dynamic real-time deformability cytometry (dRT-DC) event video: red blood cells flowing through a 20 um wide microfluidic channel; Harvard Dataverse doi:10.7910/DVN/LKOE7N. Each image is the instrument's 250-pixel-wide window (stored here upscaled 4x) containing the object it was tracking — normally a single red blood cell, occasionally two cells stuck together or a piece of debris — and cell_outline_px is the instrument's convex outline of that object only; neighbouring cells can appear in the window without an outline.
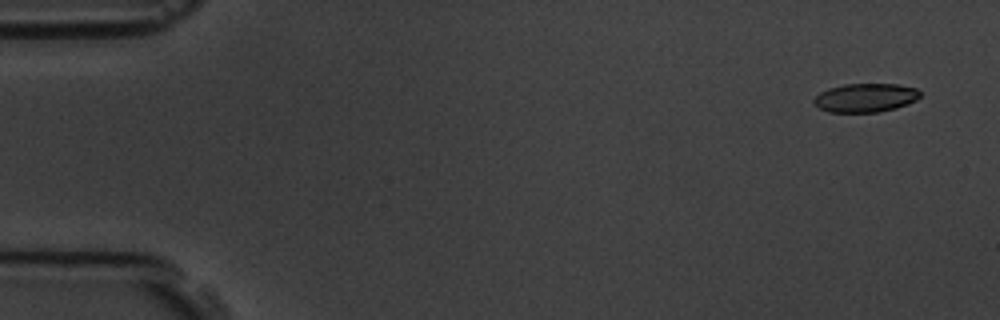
{"species": "common noctule bat (a hibernating species)", "species_latin": "Nyctalus noctula", "temperature_condition": "room temperature", "stored_images_in_passage": 8, "camera_frame_rate_fps": 3000, "um_per_image_px": 0.085, "animal": {"sex": "male", "body_mass_g": 19.5, "forearm_length_mm": 54.6}, "frame": {"image": 1, "passage_image": 1, "time_ms": 0.0, "image_size_px": [1000, 320], "cell_outline_px": [[920, 96], [916, 100], [908, 104], [896, 108], [880, 112], [828, 112], [820, 108], [812, 100], [820, 92], [828, 88], [844, 84], [896, 84], [916, 88], [920, 92]], "centroid_in_image_um": [73.57, 8.31], "position_along_channel_um": 11.4, "area_um2": 17.8}}
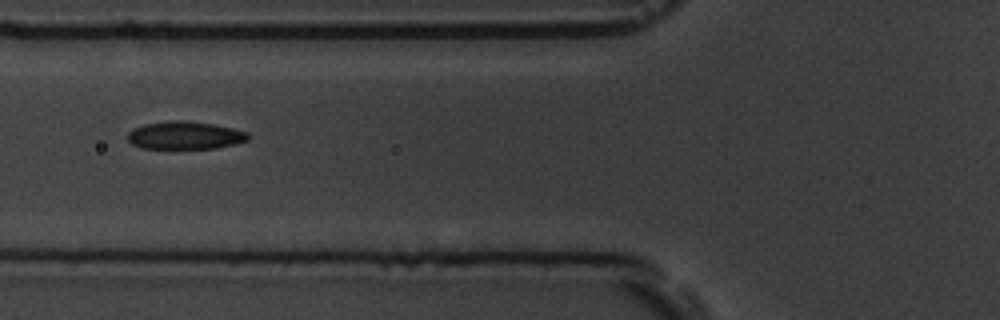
{"frame": {"image": 2, "passage_image": 6, "time_ms": 6.0, "image_size_px": [1000, 320], "cell_outline_px": [[252, 136], [248, 140], [236, 144], [216, 148], [140, 148], [132, 144], [128, 140], [128, 132], [132, 128], [144, 124], [172, 120], [180, 120], [212, 124], [232, 128], [248, 132]], "centroid_in_image_um": [15.73, 11.51], "position_along_channel_um": 110.1, "area_um2": 19.59}}
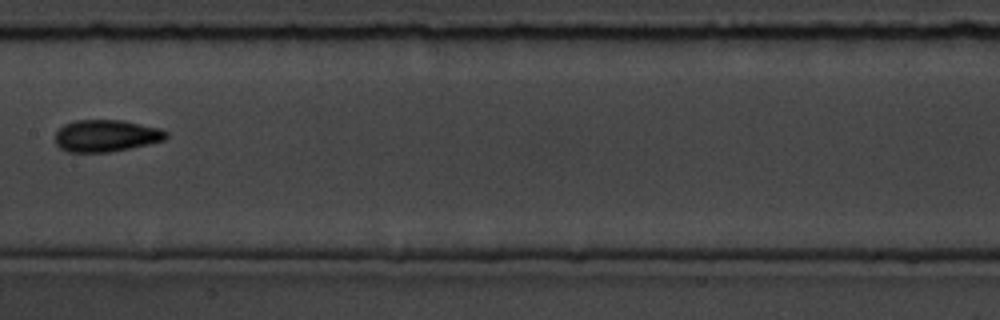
{"frame": {"image": 3, "passage_image": 8, "time_ms": 8.333, "image_size_px": [1000, 320], "cell_outline_px": [[168, 136], [164, 140], [148, 144], [112, 152], [68, 152], [60, 148], [56, 144], [56, 132], [64, 124], [76, 120], [124, 120], [160, 128], [168, 132]], "centroid_in_image_um": [9.03, 11.54], "position_along_channel_um": 198.4, "area_um2": 20.75}}